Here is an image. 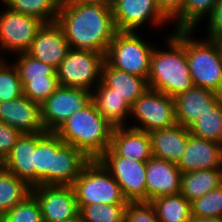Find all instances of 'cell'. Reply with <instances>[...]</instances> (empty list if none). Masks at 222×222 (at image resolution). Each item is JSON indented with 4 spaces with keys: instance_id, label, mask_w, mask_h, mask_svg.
Returning a JSON list of instances; mask_svg holds the SVG:
<instances>
[{
    "instance_id": "6da1fadb",
    "label": "cell",
    "mask_w": 222,
    "mask_h": 222,
    "mask_svg": "<svg viewBox=\"0 0 222 222\" xmlns=\"http://www.w3.org/2000/svg\"><path fill=\"white\" fill-rule=\"evenodd\" d=\"M56 22L75 50L106 54L117 32L112 8L102 4L70 2L58 9Z\"/></svg>"
},
{
    "instance_id": "7a4b0ae2",
    "label": "cell",
    "mask_w": 222,
    "mask_h": 222,
    "mask_svg": "<svg viewBox=\"0 0 222 222\" xmlns=\"http://www.w3.org/2000/svg\"><path fill=\"white\" fill-rule=\"evenodd\" d=\"M165 36H167L166 48L155 45L153 49L147 80L149 89L175 98L194 85L185 53V44L172 31Z\"/></svg>"
},
{
    "instance_id": "3957f363",
    "label": "cell",
    "mask_w": 222,
    "mask_h": 222,
    "mask_svg": "<svg viewBox=\"0 0 222 222\" xmlns=\"http://www.w3.org/2000/svg\"><path fill=\"white\" fill-rule=\"evenodd\" d=\"M112 126L97 110L93 101L73 113L55 133L69 144L81 150L90 160L98 159L109 147Z\"/></svg>"
},
{
    "instance_id": "277c9868",
    "label": "cell",
    "mask_w": 222,
    "mask_h": 222,
    "mask_svg": "<svg viewBox=\"0 0 222 222\" xmlns=\"http://www.w3.org/2000/svg\"><path fill=\"white\" fill-rule=\"evenodd\" d=\"M172 32L185 44L193 85L222 95V60L213 40L194 39L193 33L196 31L192 30H173Z\"/></svg>"
},
{
    "instance_id": "5b68a950",
    "label": "cell",
    "mask_w": 222,
    "mask_h": 222,
    "mask_svg": "<svg viewBox=\"0 0 222 222\" xmlns=\"http://www.w3.org/2000/svg\"><path fill=\"white\" fill-rule=\"evenodd\" d=\"M78 206L127 204L120 185L98 160H90L72 184Z\"/></svg>"
},
{
    "instance_id": "8992f818",
    "label": "cell",
    "mask_w": 222,
    "mask_h": 222,
    "mask_svg": "<svg viewBox=\"0 0 222 222\" xmlns=\"http://www.w3.org/2000/svg\"><path fill=\"white\" fill-rule=\"evenodd\" d=\"M144 38L139 32L117 31L109 44L105 60L119 70L148 79L155 44Z\"/></svg>"
},
{
    "instance_id": "52a82bcc",
    "label": "cell",
    "mask_w": 222,
    "mask_h": 222,
    "mask_svg": "<svg viewBox=\"0 0 222 222\" xmlns=\"http://www.w3.org/2000/svg\"><path fill=\"white\" fill-rule=\"evenodd\" d=\"M104 62L105 54L70 49L57 67L58 83L92 92L101 82Z\"/></svg>"
},
{
    "instance_id": "ba28073f",
    "label": "cell",
    "mask_w": 222,
    "mask_h": 222,
    "mask_svg": "<svg viewBox=\"0 0 222 222\" xmlns=\"http://www.w3.org/2000/svg\"><path fill=\"white\" fill-rule=\"evenodd\" d=\"M130 121L135 124L127 126L147 133L174 126L177 124L174 98L148 89L131 106Z\"/></svg>"
},
{
    "instance_id": "9c48e42d",
    "label": "cell",
    "mask_w": 222,
    "mask_h": 222,
    "mask_svg": "<svg viewBox=\"0 0 222 222\" xmlns=\"http://www.w3.org/2000/svg\"><path fill=\"white\" fill-rule=\"evenodd\" d=\"M0 3L4 5L0 11V57L5 59V53L14 56L27 52L44 22Z\"/></svg>"
},
{
    "instance_id": "30bf717a",
    "label": "cell",
    "mask_w": 222,
    "mask_h": 222,
    "mask_svg": "<svg viewBox=\"0 0 222 222\" xmlns=\"http://www.w3.org/2000/svg\"><path fill=\"white\" fill-rule=\"evenodd\" d=\"M112 14L115 28L120 32H138L148 24L156 29L171 25L156 0H115Z\"/></svg>"
},
{
    "instance_id": "8fae6325",
    "label": "cell",
    "mask_w": 222,
    "mask_h": 222,
    "mask_svg": "<svg viewBox=\"0 0 222 222\" xmlns=\"http://www.w3.org/2000/svg\"><path fill=\"white\" fill-rule=\"evenodd\" d=\"M92 101V92L59 85L41 104V117L46 132H55L73 113Z\"/></svg>"
},
{
    "instance_id": "7c38bea8",
    "label": "cell",
    "mask_w": 222,
    "mask_h": 222,
    "mask_svg": "<svg viewBox=\"0 0 222 222\" xmlns=\"http://www.w3.org/2000/svg\"><path fill=\"white\" fill-rule=\"evenodd\" d=\"M98 160L120 185L127 202L147 201L146 161L121 156H100Z\"/></svg>"
},
{
    "instance_id": "4fadbf2b",
    "label": "cell",
    "mask_w": 222,
    "mask_h": 222,
    "mask_svg": "<svg viewBox=\"0 0 222 222\" xmlns=\"http://www.w3.org/2000/svg\"><path fill=\"white\" fill-rule=\"evenodd\" d=\"M31 193L39 202L43 222H62L79 215L72 185H39Z\"/></svg>"
},
{
    "instance_id": "5bb4252c",
    "label": "cell",
    "mask_w": 222,
    "mask_h": 222,
    "mask_svg": "<svg viewBox=\"0 0 222 222\" xmlns=\"http://www.w3.org/2000/svg\"><path fill=\"white\" fill-rule=\"evenodd\" d=\"M70 49L62 28L54 21L43 23L26 53L57 69Z\"/></svg>"
},
{
    "instance_id": "9a60e30c",
    "label": "cell",
    "mask_w": 222,
    "mask_h": 222,
    "mask_svg": "<svg viewBox=\"0 0 222 222\" xmlns=\"http://www.w3.org/2000/svg\"><path fill=\"white\" fill-rule=\"evenodd\" d=\"M101 156L147 161L153 157L150 135L129 126L114 127L110 147Z\"/></svg>"
},
{
    "instance_id": "2e32d148",
    "label": "cell",
    "mask_w": 222,
    "mask_h": 222,
    "mask_svg": "<svg viewBox=\"0 0 222 222\" xmlns=\"http://www.w3.org/2000/svg\"><path fill=\"white\" fill-rule=\"evenodd\" d=\"M0 121L22 133L46 132L42 123L41 104L24 95L0 103Z\"/></svg>"
},
{
    "instance_id": "e0dca14e",
    "label": "cell",
    "mask_w": 222,
    "mask_h": 222,
    "mask_svg": "<svg viewBox=\"0 0 222 222\" xmlns=\"http://www.w3.org/2000/svg\"><path fill=\"white\" fill-rule=\"evenodd\" d=\"M182 172L176 163L151 157L146 161L147 201L181 191Z\"/></svg>"
},
{
    "instance_id": "ac0fdd59",
    "label": "cell",
    "mask_w": 222,
    "mask_h": 222,
    "mask_svg": "<svg viewBox=\"0 0 222 222\" xmlns=\"http://www.w3.org/2000/svg\"><path fill=\"white\" fill-rule=\"evenodd\" d=\"M182 173L222 168V144L189 134L182 159L177 164Z\"/></svg>"
},
{
    "instance_id": "d6986e66",
    "label": "cell",
    "mask_w": 222,
    "mask_h": 222,
    "mask_svg": "<svg viewBox=\"0 0 222 222\" xmlns=\"http://www.w3.org/2000/svg\"><path fill=\"white\" fill-rule=\"evenodd\" d=\"M222 99V95L207 88L188 89L174 98L177 124L189 128L202 114Z\"/></svg>"
},
{
    "instance_id": "ffe728a7",
    "label": "cell",
    "mask_w": 222,
    "mask_h": 222,
    "mask_svg": "<svg viewBox=\"0 0 222 222\" xmlns=\"http://www.w3.org/2000/svg\"><path fill=\"white\" fill-rule=\"evenodd\" d=\"M35 150L36 133H23L1 163L31 188L36 186Z\"/></svg>"
},
{
    "instance_id": "44dd1931",
    "label": "cell",
    "mask_w": 222,
    "mask_h": 222,
    "mask_svg": "<svg viewBox=\"0 0 222 222\" xmlns=\"http://www.w3.org/2000/svg\"><path fill=\"white\" fill-rule=\"evenodd\" d=\"M188 128L175 124L149 132L153 157L178 164L185 153Z\"/></svg>"
},
{
    "instance_id": "7402d4cb",
    "label": "cell",
    "mask_w": 222,
    "mask_h": 222,
    "mask_svg": "<svg viewBox=\"0 0 222 222\" xmlns=\"http://www.w3.org/2000/svg\"><path fill=\"white\" fill-rule=\"evenodd\" d=\"M101 82L124 98L132 106L148 89V80L111 66L106 60L102 66Z\"/></svg>"
},
{
    "instance_id": "603a6c76",
    "label": "cell",
    "mask_w": 222,
    "mask_h": 222,
    "mask_svg": "<svg viewBox=\"0 0 222 222\" xmlns=\"http://www.w3.org/2000/svg\"><path fill=\"white\" fill-rule=\"evenodd\" d=\"M63 140L55 132L36 133V186L54 185V163L57 148Z\"/></svg>"
},
{
    "instance_id": "cb8c5ba5",
    "label": "cell",
    "mask_w": 222,
    "mask_h": 222,
    "mask_svg": "<svg viewBox=\"0 0 222 222\" xmlns=\"http://www.w3.org/2000/svg\"><path fill=\"white\" fill-rule=\"evenodd\" d=\"M92 101L98 112L114 127L127 126L131 106L127 101L100 82L92 91Z\"/></svg>"
},
{
    "instance_id": "d4e9b609",
    "label": "cell",
    "mask_w": 222,
    "mask_h": 222,
    "mask_svg": "<svg viewBox=\"0 0 222 222\" xmlns=\"http://www.w3.org/2000/svg\"><path fill=\"white\" fill-rule=\"evenodd\" d=\"M89 161L81 150L63 142L55 154L54 185H72Z\"/></svg>"
},
{
    "instance_id": "484cf974",
    "label": "cell",
    "mask_w": 222,
    "mask_h": 222,
    "mask_svg": "<svg viewBox=\"0 0 222 222\" xmlns=\"http://www.w3.org/2000/svg\"><path fill=\"white\" fill-rule=\"evenodd\" d=\"M222 185V168L182 173L180 193L189 201L202 197Z\"/></svg>"
},
{
    "instance_id": "4316f807",
    "label": "cell",
    "mask_w": 222,
    "mask_h": 222,
    "mask_svg": "<svg viewBox=\"0 0 222 222\" xmlns=\"http://www.w3.org/2000/svg\"><path fill=\"white\" fill-rule=\"evenodd\" d=\"M31 189L0 164V218L29 196Z\"/></svg>"
},
{
    "instance_id": "83f0119b",
    "label": "cell",
    "mask_w": 222,
    "mask_h": 222,
    "mask_svg": "<svg viewBox=\"0 0 222 222\" xmlns=\"http://www.w3.org/2000/svg\"><path fill=\"white\" fill-rule=\"evenodd\" d=\"M217 2L218 0H185L181 10L170 20L174 24V31H195L203 19L207 20L211 16Z\"/></svg>"
},
{
    "instance_id": "f1b7e54d",
    "label": "cell",
    "mask_w": 222,
    "mask_h": 222,
    "mask_svg": "<svg viewBox=\"0 0 222 222\" xmlns=\"http://www.w3.org/2000/svg\"><path fill=\"white\" fill-rule=\"evenodd\" d=\"M160 222H189L190 202L181 194L156 197L150 201Z\"/></svg>"
},
{
    "instance_id": "f546056e",
    "label": "cell",
    "mask_w": 222,
    "mask_h": 222,
    "mask_svg": "<svg viewBox=\"0 0 222 222\" xmlns=\"http://www.w3.org/2000/svg\"><path fill=\"white\" fill-rule=\"evenodd\" d=\"M191 135L222 144V99L188 128Z\"/></svg>"
},
{
    "instance_id": "4dcf8cb0",
    "label": "cell",
    "mask_w": 222,
    "mask_h": 222,
    "mask_svg": "<svg viewBox=\"0 0 222 222\" xmlns=\"http://www.w3.org/2000/svg\"><path fill=\"white\" fill-rule=\"evenodd\" d=\"M16 56L17 58L10 62L14 64L18 71L22 87L29 81L47 80V76H57L55 67L34 59L26 52L18 53Z\"/></svg>"
},
{
    "instance_id": "1f68e13d",
    "label": "cell",
    "mask_w": 222,
    "mask_h": 222,
    "mask_svg": "<svg viewBox=\"0 0 222 222\" xmlns=\"http://www.w3.org/2000/svg\"><path fill=\"white\" fill-rule=\"evenodd\" d=\"M127 204H101L78 206L83 222H124Z\"/></svg>"
},
{
    "instance_id": "d6a6232c",
    "label": "cell",
    "mask_w": 222,
    "mask_h": 222,
    "mask_svg": "<svg viewBox=\"0 0 222 222\" xmlns=\"http://www.w3.org/2000/svg\"><path fill=\"white\" fill-rule=\"evenodd\" d=\"M9 8L39 18L44 23L57 19L58 9L50 0H1Z\"/></svg>"
},
{
    "instance_id": "836d02e7",
    "label": "cell",
    "mask_w": 222,
    "mask_h": 222,
    "mask_svg": "<svg viewBox=\"0 0 222 222\" xmlns=\"http://www.w3.org/2000/svg\"><path fill=\"white\" fill-rule=\"evenodd\" d=\"M23 95L18 71L13 63L3 59L0 62V103Z\"/></svg>"
},
{
    "instance_id": "e575fe53",
    "label": "cell",
    "mask_w": 222,
    "mask_h": 222,
    "mask_svg": "<svg viewBox=\"0 0 222 222\" xmlns=\"http://www.w3.org/2000/svg\"><path fill=\"white\" fill-rule=\"evenodd\" d=\"M0 222H43L39 202L31 193L1 217Z\"/></svg>"
},
{
    "instance_id": "d590c367",
    "label": "cell",
    "mask_w": 222,
    "mask_h": 222,
    "mask_svg": "<svg viewBox=\"0 0 222 222\" xmlns=\"http://www.w3.org/2000/svg\"><path fill=\"white\" fill-rule=\"evenodd\" d=\"M191 216L222 217V185L190 202Z\"/></svg>"
},
{
    "instance_id": "8d00e7d4",
    "label": "cell",
    "mask_w": 222,
    "mask_h": 222,
    "mask_svg": "<svg viewBox=\"0 0 222 222\" xmlns=\"http://www.w3.org/2000/svg\"><path fill=\"white\" fill-rule=\"evenodd\" d=\"M59 86L57 76H47V80L29 81L23 87V95L42 104Z\"/></svg>"
},
{
    "instance_id": "74e56055",
    "label": "cell",
    "mask_w": 222,
    "mask_h": 222,
    "mask_svg": "<svg viewBox=\"0 0 222 222\" xmlns=\"http://www.w3.org/2000/svg\"><path fill=\"white\" fill-rule=\"evenodd\" d=\"M125 222H160L150 201L128 202L125 208Z\"/></svg>"
},
{
    "instance_id": "f35d334b",
    "label": "cell",
    "mask_w": 222,
    "mask_h": 222,
    "mask_svg": "<svg viewBox=\"0 0 222 222\" xmlns=\"http://www.w3.org/2000/svg\"><path fill=\"white\" fill-rule=\"evenodd\" d=\"M23 133L11 126L0 121V164L11 152L13 146Z\"/></svg>"
},
{
    "instance_id": "ab89813d",
    "label": "cell",
    "mask_w": 222,
    "mask_h": 222,
    "mask_svg": "<svg viewBox=\"0 0 222 222\" xmlns=\"http://www.w3.org/2000/svg\"><path fill=\"white\" fill-rule=\"evenodd\" d=\"M205 28H207L204 32L205 38L212 40L215 37L222 36V0H218L213 8V12L211 16L207 19Z\"/></svg>"
},
{
    "instance_id": "60d3db41",
    "label": "cell",
    "mask_w": 222,
    "mask_h": 222,
    "mask_svg": "<svg viewBox=\"0 0 222 222\" xmlns=\"http://www.w3.org/2000/svg\"><path fill=\"white\" fill-rule=\"evenodd\" d=\"M162 13L171 20L182 8L185 0H156Z\"/></svg>"
},
{
    "instance_id": "b9f144b4",
    "label": "cell",
    "mask_w": 222,
    "mask_h": 222,
    "mask_svg": "<svg viewBox=\"0 0 222 222\" xmlns=\"http://www.w3.org/2000/svg\"><path fill=\"white\" fill-rule=\"evenodd\" d=\"M71 2L102 4V5L112 8L115 0H71Z\"/></svg>"
},
{
    "instance_id": "7bdbcfd3",
    "label": "cell",
    "mask_w": 222,
    "mask_h": 222,
    "mask_svg": "<svg viewBox=\"0 0 222 222\" xmlns=\"http://www.w3.org/2000/svg\"><path fill=\"white\" fill-rule=\"evenodd\" d=\"M189 222H222V217H195L191 216Z\"/></svg>"
},
{
    "instance_id": "ee69618b",
    "label": "cell",
    "mask_w": 222,
    "mask_h": 222,
    "mask_svg": "<svg viewBox=\"0 0 222 222\" xmlns=\"http://www.w3.org/2000/svg\"><path fill=\"white\" fill-rule=\"evenodd\" d=\"M50 1L57 9L65 7L71 2V0H50Z\"/></svg>"
},
{
    "instance_id": "f6af8a7d",
    "label": "cell",
    "mask_w": 222,
    "mask_h": 222,
    "mask_svg": "<svg viewBox=\"0 0 222 222\" xmlns=\"http://www.w3.org/2000/svg\"><path fill=\"white\" fill-rule=\"evenodd\" d=\"M212 40L216 44V46L218 48V51H219V54H220V57H221V60H222V36L215 37Z\"/></svg>"
},
{
    "instance_id": "bcb514c9",
    "label": "cell",
    "mask_w": 222,
    "mask_h": 222,
    "mask_svg": "<svg viewBox=\"0 0 222 222\" xmlns=\"http://www.w3.org/2000/svg\"><path fill=\"white\" fill-rule=\"evenodd\" d=\"M62 222H83V221L81 220V217L78 215L77 217H75L73 219H70L67 221H62Z\"/></svg>"
}]
</instances>
